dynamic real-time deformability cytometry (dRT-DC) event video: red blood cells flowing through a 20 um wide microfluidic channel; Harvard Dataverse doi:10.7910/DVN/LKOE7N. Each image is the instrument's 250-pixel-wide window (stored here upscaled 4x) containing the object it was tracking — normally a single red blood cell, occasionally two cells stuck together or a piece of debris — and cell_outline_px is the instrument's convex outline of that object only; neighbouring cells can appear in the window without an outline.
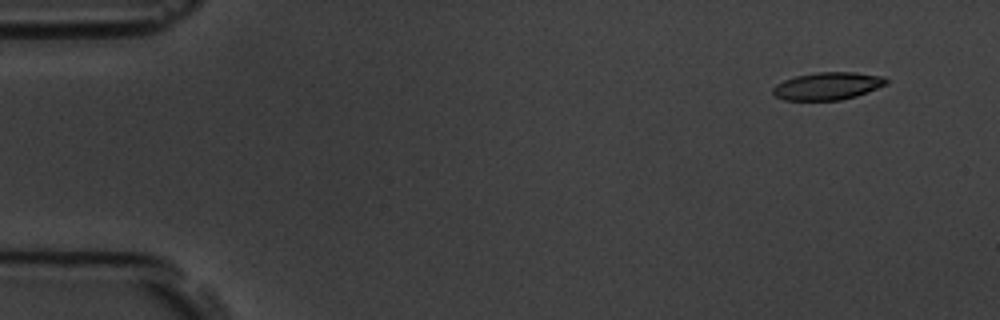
{"species": "common noctule bat (a hibernating species)", "species_latin": "Nyctalus noctula", "temperature_condition": "room temperature", "stored_images_in_passage": 6, "camera_frame_rate_fps": 3000, "um_per_image_px": 0.085, "animal": {"sex": "male", "body_mass_g": 19.5, "forearm_length_mm": 54.6}, "frame": {"image": 1, "passage_image": 1, "time_ms": 0.0, "image_size_px": [1000, 320], "cell_outline_px": [[888, 84], [868, 92], [856, 96], [840, 100], [784, 100], [776, 96], [772, 92], [772, 88], [776, 84], [784, 80], [796, 76], [816, 72], [852, 72], [884, 76], [888, 80]], "centroid_in_image_um": [70.36, 7.31], "position_along_channel_um": 14.6, "area_um2": 18.26}}
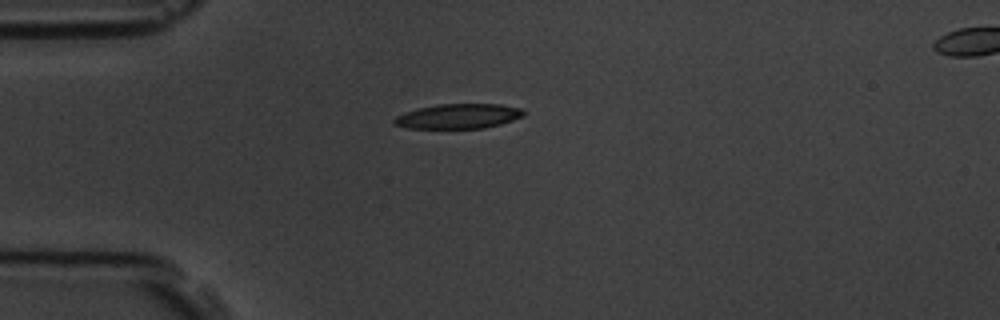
{"frame": {"image": 2, "passage_image": 4, "time_ms": 3.333, "image_size_px": [1000, 320], "cell_outline_px": [[524, 116], [500, 124], [484, 128], [408, 128], [392, 124], [392, 120], [396, 116], [404, 112], [436, 104], [500, 104], [520, 108], [524, 112]], "centroid_in_image_um": [38.93, 9.88], "position_along_channel_um": 46.1, "area_um2": 18.67}}
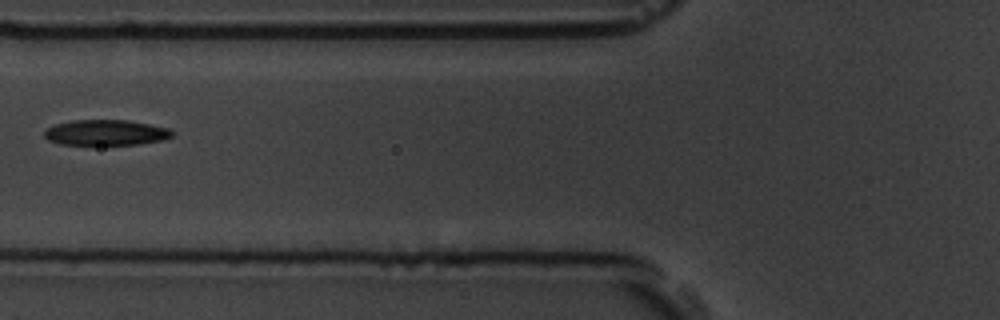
{"frame": {"image": 3, "passage_image": 6, "time_ms": 5.667, "image_size_px": [1000, 320], "cell_outline_px": [[172, 136], [160, 140], [136, 144], [60, 144], [48, 140], [44, 136], [44, 132], [48, 128], [56, 124], [72, 120], [128, 120], [168, 128], [172, 132]], "centroid_in_image_um": [8.96, 11.26], "position_along_channel_um": 116.8, "area_um2": 18.67}}